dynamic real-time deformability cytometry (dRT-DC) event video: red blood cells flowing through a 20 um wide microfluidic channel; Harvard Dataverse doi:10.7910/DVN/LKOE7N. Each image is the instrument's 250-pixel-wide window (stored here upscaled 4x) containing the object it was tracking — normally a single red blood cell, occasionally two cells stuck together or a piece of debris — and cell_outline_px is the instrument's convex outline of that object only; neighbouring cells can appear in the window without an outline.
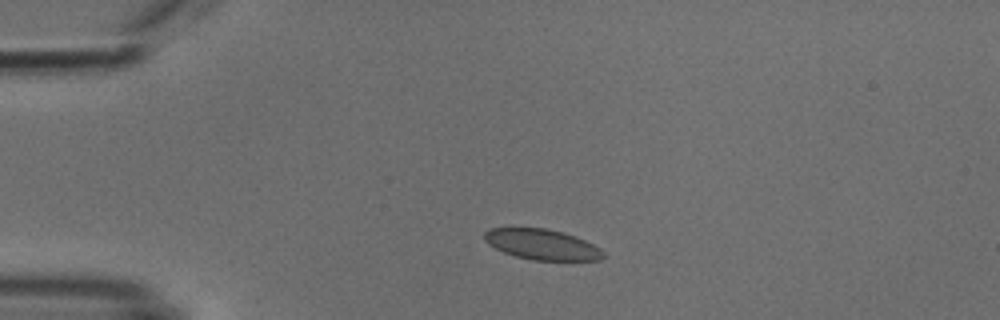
{"species": "common noctule bat (a hibernating species)", "species_latin": "Nyctalus noctula", "temperature_condition": "cold", "stored_images_in_passage": 42, "camera_frame_rate_fps": 3000, "um_per_image_px": 0.085, "animal": {"sex": "male", "body_mass_g": 18.8}, "frame": {"image": 1, "passage_image": 1, "time_ms": 0.0, "image_size_px": [1000, 320], "cell_outline_px": [[604, 256], [600, 260], [532, 260], [516, 256], [504, 252], [488, 244], [484, 240], [484, 232], [488, 228], [548, 228], [564, 232], [576, 236], [600, 248], [604, 252]], "centroid_in_image_um": [46.06, 20.77], "position_along_channel_um": 38.9, "area_um2": 21.15}}
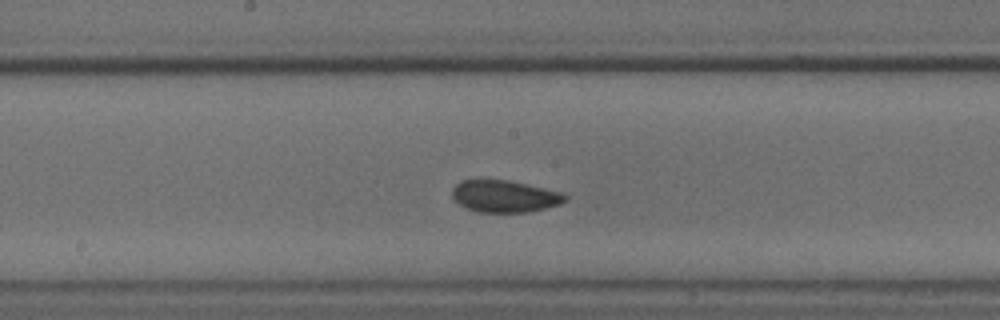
{"frame": {"image": 2, "passage_image": 17, "time_ms": 5.333, "image_size_px": [1000, 320], "cell_outline_px": [[568, 200], [560, 204], [528, 212], [476, 212], [464, 208], [452, 196], [452, 188], [460, 180], [508, 180], [564, 192], [568, 196]], "centroid_in_image_um": [42.91, 16.68], "position_along_channel_um": 205.3, "area_um2": 21.21}}
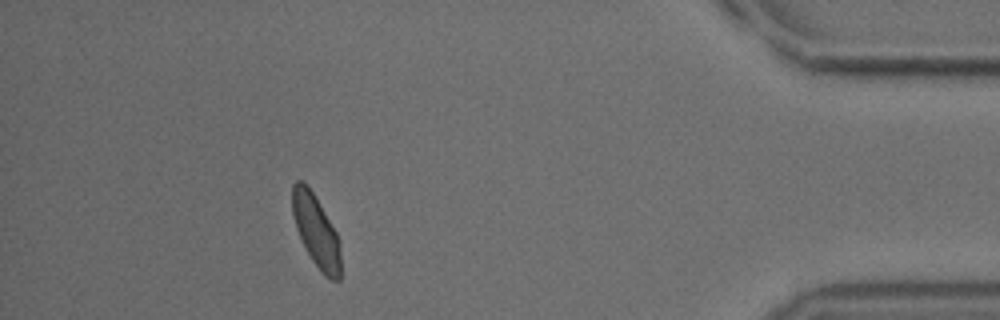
{"frame": {"image": 3, "passage_image": 37, "time_ms": 12.0, "image_size_px": [1000, 320], "cell_outline_px": [[340, 280], [332, 280], [324, 276], [320, 272], [312, 260], [296, 228], [292, 212], [292, 184], [296, 180], [304, 180], [312, 192], [336, 232], [340, 252]], "centroid_in_image_um": [26.85, 19.63], "position_along_channel_um": 408.4, "area_um2": 19.94}, "authors_computed_cell_mechanics": {"area_um2": 21.1259, "velocity_mm_per_s": 3.7768, "shape_relaxation_time_tau1_ms": null, "shape_relaxation_time_tau2_ms": 1.1296, "deformation_change_tau1": null, "deformation_change_tau2": 0.0323}}